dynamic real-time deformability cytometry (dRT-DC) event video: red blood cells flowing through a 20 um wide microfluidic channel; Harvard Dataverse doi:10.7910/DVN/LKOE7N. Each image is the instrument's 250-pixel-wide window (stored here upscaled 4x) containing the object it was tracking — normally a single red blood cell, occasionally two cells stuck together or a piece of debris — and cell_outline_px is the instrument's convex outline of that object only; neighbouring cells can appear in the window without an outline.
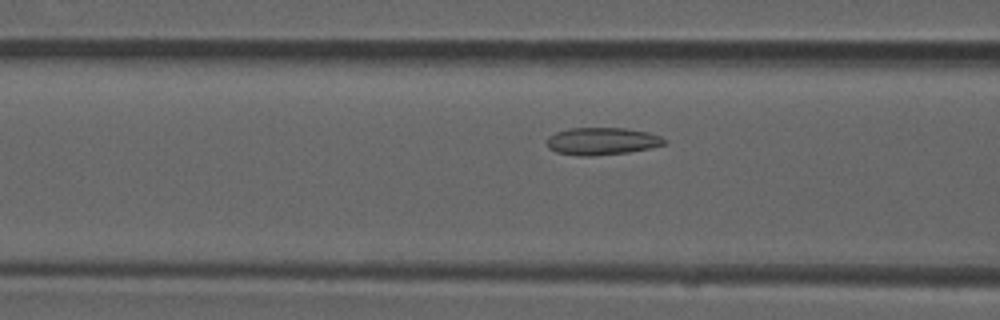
{"species": "common noctule bat (a hibernating species)", "species_latin": "Nyctalus noctula", "temperature_condition": "room temperature", "stored_images_in_passage": 18, "camera_frame_rate_fps": 3000, "um_per_image_px": 0.085, "animal": {"sex": "male", "forearm_length_mm": 52.5}, "frame": {"image": 1, "passage_image": 16, "time_ms": 5.0, "image_size_px": [1000, 320], "cell_outline_px": [[668, 144], [628, 152], [596, 156], [580, 156], [556, 152], [548, 148], [548, 136], [556, 132], [568, 128], [624, 128], [648, 132], [660, 136], [668, 140]], "centroid_in_image_um": [51.19, 12.0], "position_along_channel_um": 115.4, "area_um2": 18.84}}